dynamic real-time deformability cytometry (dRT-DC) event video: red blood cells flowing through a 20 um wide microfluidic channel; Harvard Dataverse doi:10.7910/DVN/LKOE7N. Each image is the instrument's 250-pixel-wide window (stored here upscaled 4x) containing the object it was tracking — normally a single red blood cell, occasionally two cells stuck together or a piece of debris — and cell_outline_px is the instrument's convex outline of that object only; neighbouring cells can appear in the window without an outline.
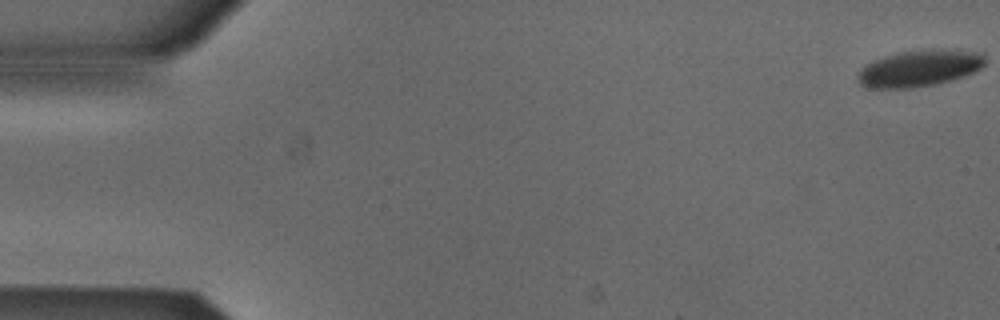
{"species": "Egyptian fruit bat (a non-hibernating species)", "species_latin": "Rousettus aegyptiacus", "temperature_condition": "cold", "stored_images_in_passage": 54, "camera_frame_rate_fps": 3000, "um_per_image_px": 0.085, "animal": {"sex": "male"}, "frame": {"image": 1, "passage_image": 1, "time_ms": 0.0, "image_size_px": [1000, 320], "cell_outline_px": [[984, 64], [980, 68], [964, 76], [932, 84], [912, 88], [864, 88], [860, 84], [860, 72], [872, 60], [884, 56], [900, 52], [928, 48], [956, 48], [984, 52]], "centroid_in_image_um": [78.21, 5.76], "position_along_channel_um": 6.8, "area_um2": 27.22}}
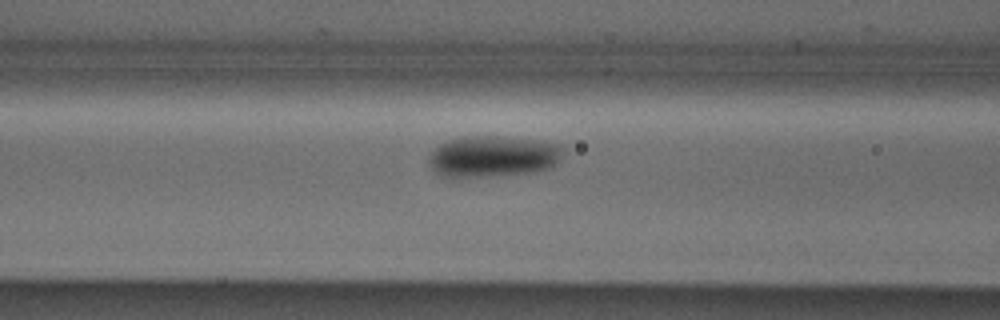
{"frame": {"image": 2, "passage_image": 22, "time_ms": 7.0, "image_size_px": [1000, 320], "cell_outline_px": [[564, 148], [560, 160], [552, 168], [536, 172], [480, 176], [440, 176], [428, 164], [428, 152], [440, 144], [448, 140], [464, 136], [496, 136], [544, 140], [560, 144]], "centroid_in_image_um": [41.93, 13.27], "position_along_channel_um": 124.7, "area_um2": 32.66}}
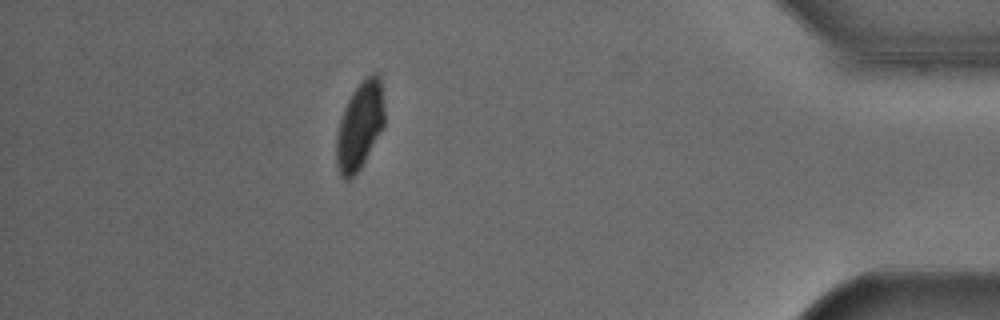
{"frame": {"image": 3, "passage_image": 48, "time_ms": 15.667, "image_size_px": [1000, 320], "cell_outline_px": [[384, 128], [360, 168], [348, 180], [344, 180], [340, 176], [336, 164], [336, 136], [340, 120], [344, 108], [352, 92], [372, 72], [376, 72], [380, 76], [384, 108]], "centroid_in_image_um": [30.58, 10.71], "position_along_channel_um": 404.6, "area_um2": 24.51}, "authors_computed_cell_mechanics": {"area_um2": 28.3509, "velocity_mm_per_s": 3.8077, "shape_relaxation_time_tau1_ms": 3.6261, "shape_relaxation_time_tau2_ms": null, "deformation_change_tau1": 0.0941, "deformation_change_tau2": null}}